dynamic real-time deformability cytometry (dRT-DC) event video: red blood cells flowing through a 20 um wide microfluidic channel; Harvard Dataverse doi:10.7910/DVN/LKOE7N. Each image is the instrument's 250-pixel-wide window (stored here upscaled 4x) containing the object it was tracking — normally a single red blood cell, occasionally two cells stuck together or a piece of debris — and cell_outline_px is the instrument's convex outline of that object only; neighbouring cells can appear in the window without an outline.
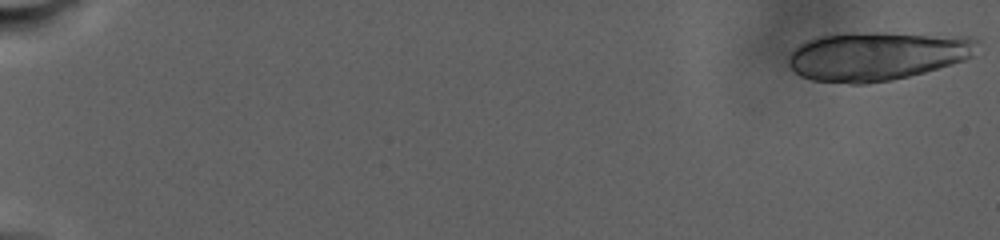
{"species": "human", "species_latin": "Homo sapiens", "temperature_condition": "warm", "stored_images_in_passage": 31, "camera_frame_rate_fps": 3000, "um_per_image_px": 0.085, "donor": {"sex": "male"}, "frame": {"image": 1, "passage_image": 1, "time_ms": 0.0, "image_size_px": [1000, 240], "cell_outline_px": [[980, 40], [972, 56], [964, 60], [952, 64], [924, 72], [892, 80], [864, 84], [848, 84], [812, 80], [800, 76], [788, 64], [788, 56], [800, 44], [808, 40], [820, 36], [844, 32], [884, 32], [972, 36]], "centroid_in_image_um": [74.56, 4.74], "position_along_channel_um": 10.4, "area_um2": 54.27}}
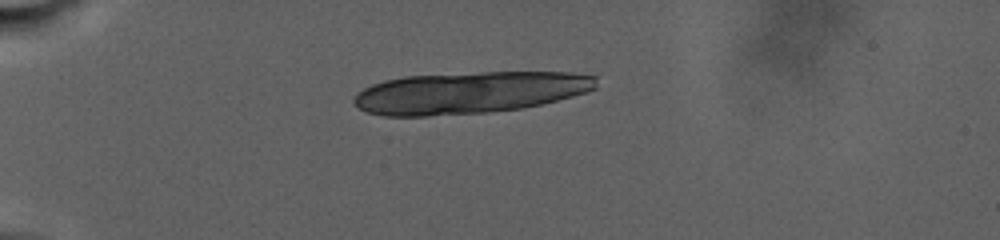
{"frame": {"image": 2, "passage_image": 20, "time_ms": 8.0, "image_size_px": [1000, 240], "cell_outline_px": [[596, 88], [572, 96], [540, 104], [520, 108], [488, 112], [424, 116], [384, 116], [368, 112], [352, 104], [352, 100], [356, 92], [372, 84], [384, 80], [404, 76], [480, 72], [572, 72], [596, 76]], "centroid_in_image_um": [39.85, 7.86], "position_along_channel_um": 45.2, "area_um2": 59.07}}